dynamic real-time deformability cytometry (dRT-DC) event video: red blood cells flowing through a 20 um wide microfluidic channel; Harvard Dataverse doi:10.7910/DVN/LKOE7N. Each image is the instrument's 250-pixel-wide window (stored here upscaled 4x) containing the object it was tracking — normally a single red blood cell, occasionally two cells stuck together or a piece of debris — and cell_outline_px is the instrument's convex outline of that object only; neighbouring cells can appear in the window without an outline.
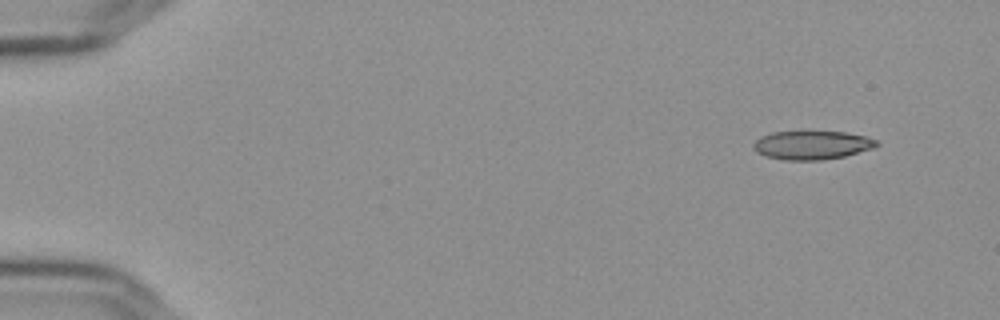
{"species": "Egyptian fruit bat (a non-hibernating species)", "species_latin": "Rousettus aegyptiacus", "temperature_condition": "cold", "stored_images_in_passage": 17, "camera_frame_rate_fps": 3000, "um_per_image_px": 0.085, "frame": {"image": 1, "passage_image": 1, "time_ms": 0.0, "image_size_px": [1000, 320], "cell_outline_px": [[880, 144], [872, 148], [844, 156], [820, 160], [784, 160], [764, 156], [756, 152], [752, 144], [760, 136], [772, 132], [844, 132], [864, 136], [876, 140]], "centroid_in_image_um": [68.97, 12.34], "position_along_channel_um": 16.0, "area_um2": 20.4}}
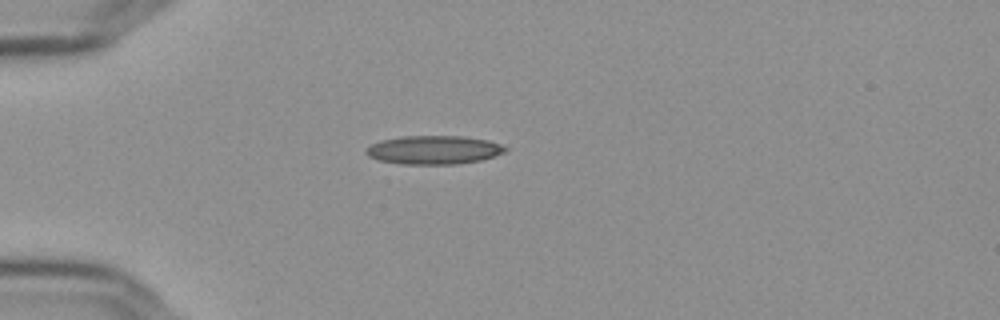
{"frame": {"image": 2, "passage_image": 12, "time_ms": 3.667, "image_size_px": [1000, 320], "cell_outline_px": [[508, 148], [504, 152], [480, 160], [456, 164], [400, 164], [380, 160], [368, 156], [364, 152], [372, 144], [380, 140], [404, 136], [464, 136], [488, 140], [500, 144]], "centroid_in_image_um": [36.86, 12.74], "position_along_channel_um": 48.1, "area_um2": 23.06}}